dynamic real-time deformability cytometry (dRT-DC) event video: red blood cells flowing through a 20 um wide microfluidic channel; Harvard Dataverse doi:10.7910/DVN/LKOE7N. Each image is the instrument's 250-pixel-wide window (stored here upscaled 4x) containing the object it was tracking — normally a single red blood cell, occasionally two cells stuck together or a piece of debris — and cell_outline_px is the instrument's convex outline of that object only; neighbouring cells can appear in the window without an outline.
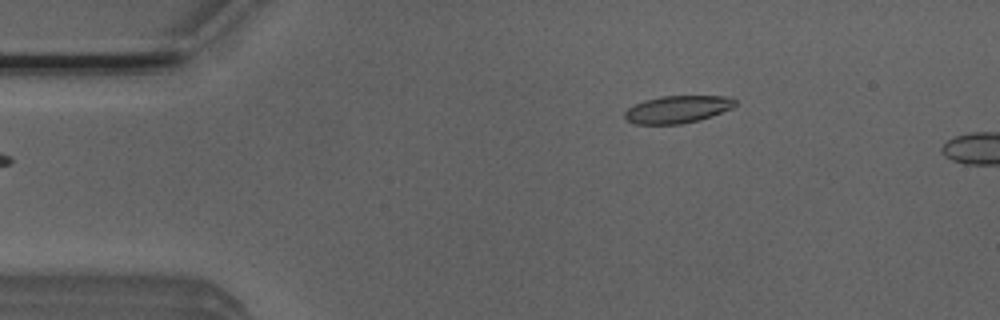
{"species": "Egyptian fruit bat (a non-hibernating species)", "species_latin": "Rousettus aegyptiacus", "temperature_condition": "room temperature", "stored_images_in_passage": 4, "camera_frame_rate_fps": 3000, "um_per_image_px": 0.085, "animal": {"sex": "male"}, "frame": {"image": 1, "passage_image": 1, "time_ms": 0.0, "image_size_px": [1000, 320], "cell_outline_px": [[736, 104], [732, 108], [712, 116], [700, 120], [680, 124], [636, 124], [628, 120], [624, 116], [624, 112], [628, 108], [644, 100], [660, 96], [732, 96], [736, 100]], "centroid_in_image_um": [57.62, 9.29], "position_along_channel_um": 27.4, "area_um2": 17.69}}